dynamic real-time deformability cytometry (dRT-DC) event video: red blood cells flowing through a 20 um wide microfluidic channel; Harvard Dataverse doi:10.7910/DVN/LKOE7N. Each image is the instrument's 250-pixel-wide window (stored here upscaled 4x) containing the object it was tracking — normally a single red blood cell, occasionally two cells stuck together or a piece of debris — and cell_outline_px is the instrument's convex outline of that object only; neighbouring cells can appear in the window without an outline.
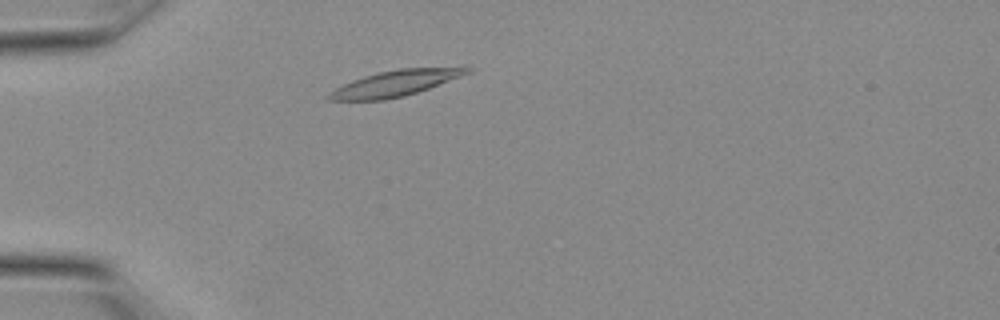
{"species": "Egyptian fruit bat (a non-hibernating species)", "species_latin": "Rousettus aegyptiacus", "temperature_condition": "warm", "stored_images_in_passage": 12, "camera_frame_rate_fps": 3000, "um_per_image_px": 0.085, "animal": {"sex": "female"}, "frame": {"image": 1, "passage_image": 4, "time_ms": 1.0, "image_size_px": [1000, 320], "cell_outline_px": [[472, 68], [468, 72], [460, 76], [428, 88], [404, 96], [384, 100], [328, 100], [324, 96], [328, 92], [352, 80], [364, 76], [380, 72], [400, 68], [464, 64], [468, 64]], "centroid_in_image_um": [33.69, 7.03], "position_along_channel_um": 51.3, "area_um2": 21.33}}
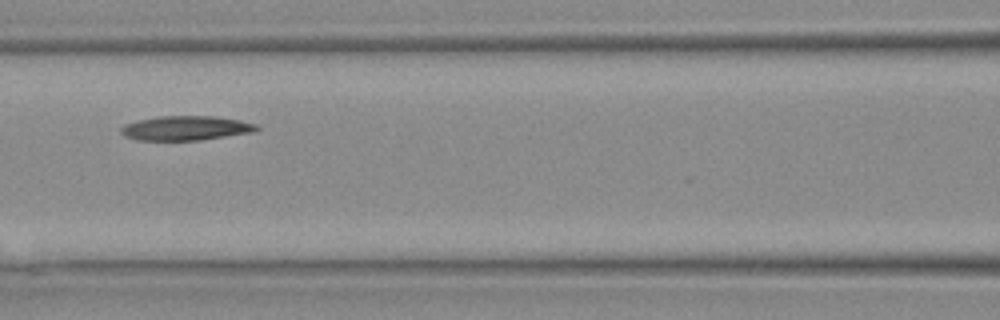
{"frame": {"image": 2, "passage_image": 9, "time_ms": 2.667, "image_size_px": [1000, 320], "cell_outline_px": [[260, 128], [252, 132], [200, 140], [136, 140], [124, 136], [120, 132], [120, 128], [124, 124], [140, 120], [160, 116], [216, 116], [240, 120], [256, 124]], "centroid_in_image_um": [15.78, 10.89], "position_along_channel_um": 150.8, "area_um2": 19.25}}
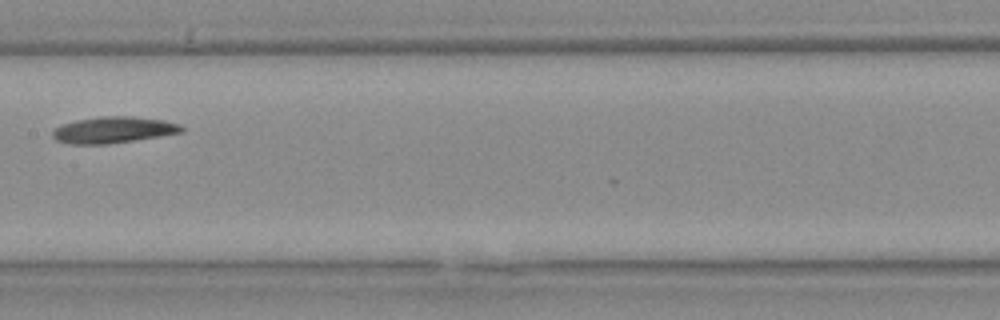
{"frame": {"image": 3, "passage_image": 11, "time_ms": 3.333, "image_size_px": [1000, 320], "cell_outline_px": [[184, 132], [160, 136], [108, 144], [68, 144], [56, 140], [52, 136], [52, 132], [60, 124], [76, 120], [100, 116], [132, 116], [164, 120], [180, 124], [184, 128]], "centroid_in_image_um": [9.63, 11.04], "position_along_channel_um": 197.8, "area_um2": 19.94}}